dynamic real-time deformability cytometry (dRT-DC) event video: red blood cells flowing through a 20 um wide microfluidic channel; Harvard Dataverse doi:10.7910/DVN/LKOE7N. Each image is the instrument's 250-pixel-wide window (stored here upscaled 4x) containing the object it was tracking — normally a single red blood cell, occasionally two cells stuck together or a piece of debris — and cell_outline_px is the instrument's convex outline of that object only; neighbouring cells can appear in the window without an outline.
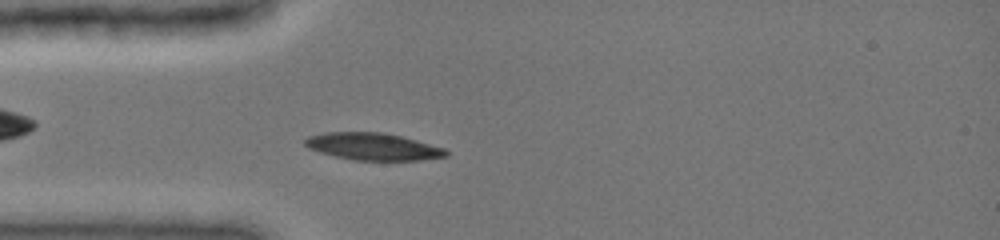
{"species": "common noctule bat (a hibernating species)", "species_latin": "Nyctalus noctula", "temperature_condition": "cold", "stored_images_in_passage": 26, "camera_frame_rate_fps": 3000, "um_per_image_px": 0.085, "animal": {"sex": "female", "body_mass_g": 19.0, "forearm_length_mm": 51.5}, "frame": {"image": 1, "passage_image": 11, "time_ms": 3.667, "image_size_px": [1000, 240], "cell_outline_px": [[448, 156], [420, 160], [352, 160], [320, 152], [308, 148], [304, 144], [304, 140], [308, 136], [324, 132], [380, 132], [400, 136], [416, 140], [444, 148], [448, 152]], "centroid_in_image_um": [31.68, 12.45], "position_along_channel_um": 53.3, "area_um2": 22.2}}
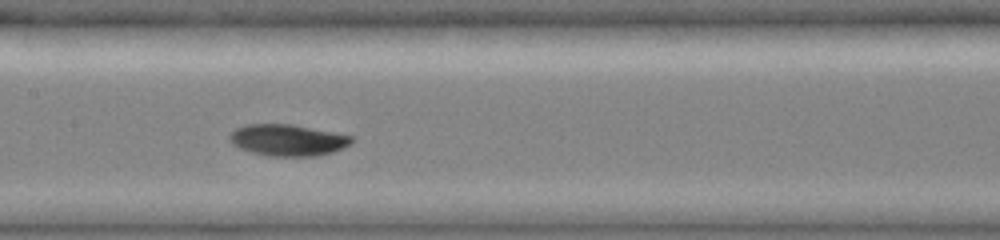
{"frame": {"image": 2, "passage_image": 15, "time_ms": 7.0, "image_size_px": [1000, 240], "cell_outline_px": [[356, 140], [332, 152], [316, 156], [268, 156], [252, 152], [240, 148], [232, 144], [228, 140], [228, 136], [236, 128], [248, 124], [292, 124], [352, 136]], "centroid_in_image_um": [24.42, 11.91], "position_along_channel_um": 183.0, "area_um2": 22.25}}
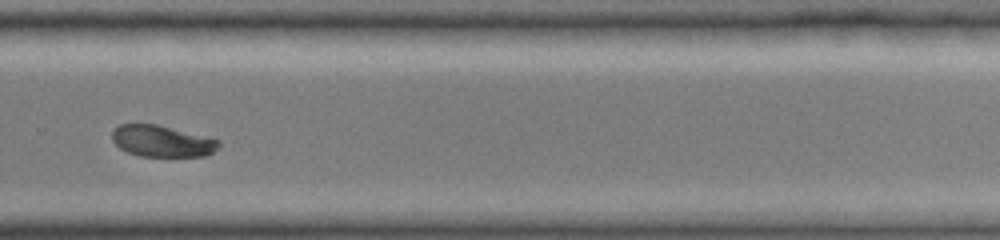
{"frame": {"image": 3, "passage_image": 24, "time_ms": 10.333, "image_size_px": [1000, 240], "cell_outline_px": [[220, 144], [212, 152], [204, 156], [140, 156], [128, 152], [120, 148], [112, 140], [112, 132], [120, 124], [136, 120], [156, 124], [220, 140]], "centroid_in_image_um": [13.69, 11.95], "position_along_channel_um": 316.1, "area_um2": 19.77}}